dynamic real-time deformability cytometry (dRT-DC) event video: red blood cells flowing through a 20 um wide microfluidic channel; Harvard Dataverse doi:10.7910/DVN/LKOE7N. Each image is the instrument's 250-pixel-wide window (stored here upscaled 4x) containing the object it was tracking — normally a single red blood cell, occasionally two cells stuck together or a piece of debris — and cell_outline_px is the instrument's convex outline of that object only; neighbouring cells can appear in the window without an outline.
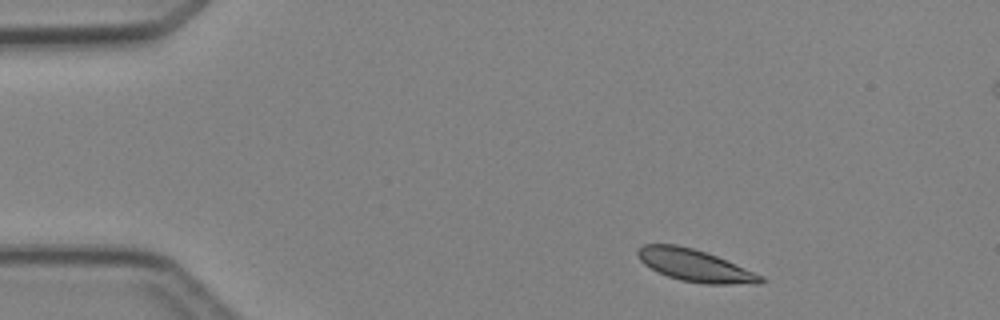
{"species": "Egyptian fruit bat (a non-hibernating species)", "species_latin": "Rousettus aegyptiacus", "temperature_condition": "cold", "stored_images_in_passage": 4, "camera_frame_rate_fps": 3000, "um_per_image_px": 0.085, "animal": {"sex": "female"}, "frame": {"image": 1, "passage_image": 1, "time_ms": 0.0, "image_size_px": [1000, 320], "cell_outline_px": [[768, 280], [760, 284], [704, 284], [680, 280], [668, 276], [644, 264], [640, 260], [636, 252], [644, 244], [676, 244], [692, 248], [716, 256], [764, 276]], "centroid_in_image_um": [59.11, 22.58], "position_along_channel_um": 25.9, "area_um2": 22.83}}